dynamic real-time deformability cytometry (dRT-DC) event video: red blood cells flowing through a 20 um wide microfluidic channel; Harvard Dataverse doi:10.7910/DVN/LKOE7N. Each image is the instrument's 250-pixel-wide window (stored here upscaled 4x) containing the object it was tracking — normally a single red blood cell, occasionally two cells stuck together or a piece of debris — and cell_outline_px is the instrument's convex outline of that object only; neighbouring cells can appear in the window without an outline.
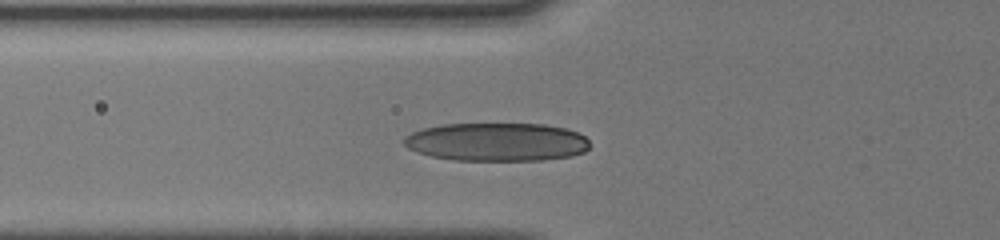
{"species": "human", "species_latin": "Homo sapiens", "temperature_condition": "cold", "stored_images_in_passage": 9, "camera_frame_rate_fps": 3000, "um_per_image_px": 0.085, "donor": {"sex": "male"}, "frame": {"image": 1, "passage_image": 6, "time_ms": 4.0, "image_size_px": [1000, 240], "cell_outline_px": [[592, 144], [584, 152], [568, 156], [544, 160], [452, 160], [432, 156], [416, 152], [408, 148], [404, 144], [404, 136], [412, 132], [424, 128], [444, 124], [544, 124], [568, 128], [584, 136]], "centroid_in_image_um": [42.23, 12.06], "position_along_channel_um": 83.6, "area_um2": 41.62}}
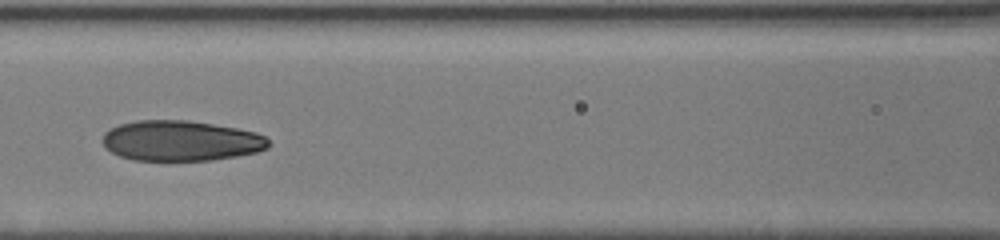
{"frame": {"image": 2, "passage_image": 8, "time_ms": 5.667, "image_size_px": [1000, 240], "cell_outline_px": [[268, 148], [256, 152], [236, 156], [212, 160], [132, 160], [120, 156], [104, 148], [100, 140], [104, 132], [120, 124], [136, 120], [188, 120], [236, 128], [256, 132], [264, 136], [268, 140]], "centroid_in_image_um": [15.32, 11.96], "position_along_channel_um": 151.3, "area_um2": 39.13}}